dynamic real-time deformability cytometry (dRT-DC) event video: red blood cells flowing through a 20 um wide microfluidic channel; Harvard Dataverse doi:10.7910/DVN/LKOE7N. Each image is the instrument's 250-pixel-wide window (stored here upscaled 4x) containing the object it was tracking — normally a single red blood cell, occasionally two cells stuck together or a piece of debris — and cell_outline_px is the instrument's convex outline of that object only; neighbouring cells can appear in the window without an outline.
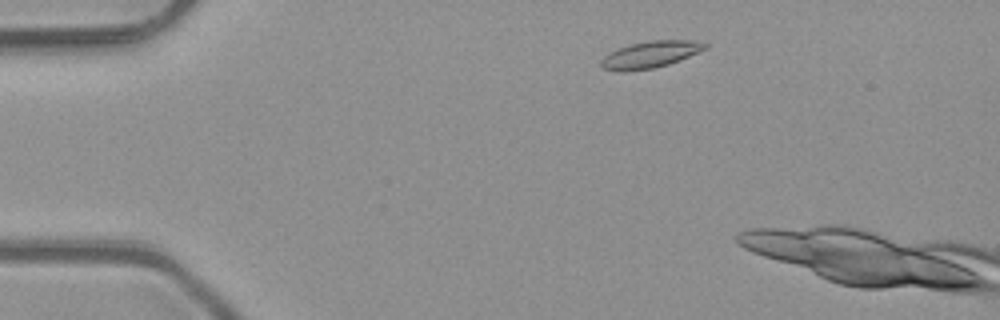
{"species": "common noctule bat (a hibernating species)", "species_latin": "Nyctalus noctula", "temperature_condition": "room temperature", "stored_images_in_passage": 8, "camera_frame_rate_fps": 3000, "um_per_image_px": 0.085, "animal": {"sex": "male", "body_mass_g": 23.1, "forearm_length_mm": 52.7}, "frame": {"image": 1, "passage_image": 6, "time_ms": 1.667, "image_size_px": [1000, 320], "cell_outline_px": [[708, 48], [680, 60], [668, 64], [652, 68], [604, 68], [600, 64], [600, 60], [604, 56], [620, 48], [632, 44], [648, 40], [692, 40], [708, 44]], "centroid_in_image_um": [55.4, 4.57], "position_along_channel_um": 29.6, "area_um2": 15.32}}